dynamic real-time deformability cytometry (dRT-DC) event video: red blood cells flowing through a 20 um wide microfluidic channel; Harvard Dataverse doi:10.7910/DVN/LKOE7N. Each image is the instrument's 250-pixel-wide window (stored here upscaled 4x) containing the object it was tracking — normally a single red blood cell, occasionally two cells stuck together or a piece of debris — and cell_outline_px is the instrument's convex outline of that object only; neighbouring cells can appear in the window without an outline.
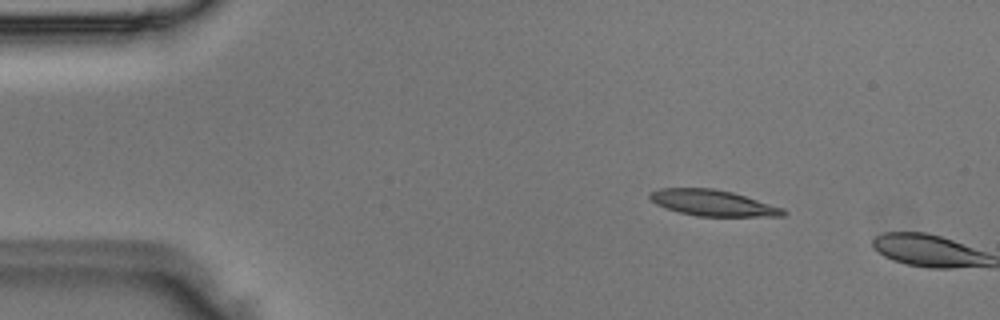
{"species": "Egyptian fruit bat (a non-hibernating species)", "species_latin": "Rousettus aegyptiacus", "temperature_condition": "room temperature", "stored_images_in_passage": 3, "camera_frame_rate_fps": 3000, "um_per_image_px": 0.085, "animal": {"sex": "male"}, "frame": {"image": 1, "passage_image": 2, "time_ms": 0.333, "image_size_px": [1000, 320], "cell_outline_px": [[788, 212], [784, 216], [696, 216], [680, 212], [656, 204], [648, 196], [648, 192], [660, 188], [712, 188], [732, 192], [784, 208]], "centroid_in_image_um": [60.59, 17.24], "position_along_channel_um": 24.4, "area_um2": 20.11}}